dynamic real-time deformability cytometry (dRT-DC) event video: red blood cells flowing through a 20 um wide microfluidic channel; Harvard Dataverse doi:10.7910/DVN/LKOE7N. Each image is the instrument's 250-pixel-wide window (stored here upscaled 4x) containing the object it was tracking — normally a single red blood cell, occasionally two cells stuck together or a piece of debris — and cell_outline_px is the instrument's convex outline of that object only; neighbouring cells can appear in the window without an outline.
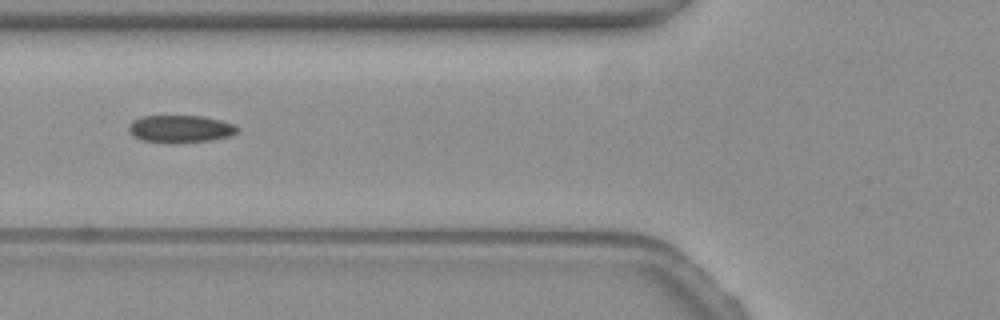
{"species": "common noctule bat (a hibernating species)", "species_latin": "Nyctalus noctula", "temperature_condition": "warm", "stored_images_in_passage": 39, "camera_frame_rate_fps": 3000, "um_per_image_px": 0.085, "animal": {"sex": "female", "body_mass_g": 19.3, "forearm_length_mm": 54.1}, "frame": {"image": 1, "passage_image": 6, "time_ms": 1.667, "image_size_px": [1000, 320], "cell_outline_px": [[240, 128], [236, 132], [228, 136], [208, 140], [172, 144], [168, 144], [140, 140], [132, 136], [128, 128], [128, 124], [132, 120], [140, 116], [200, 116], [220, 120], [232, 124]], "centroid_in_image_um": [15.24, 10.96], "position_along_channel_um": 110.6, "area_um2": 17.51}}
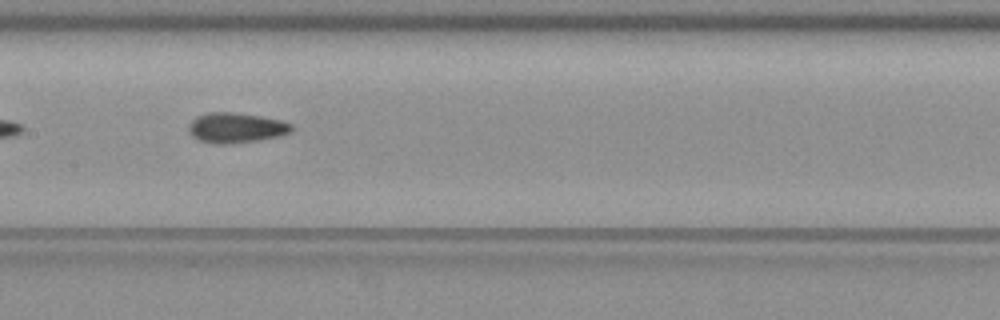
{"frame": {"image": 2, "passage_image": 12, "time_ms": 3.667, "image_size_px": [1000, 320], "cell_outline_px": [[292, 132], [280, 136], [232, 144], [212, 144], [196, 140], [188, 132], [188, 124], [196, 116], [208, 112], [232, 112], [260, 116], [280, 120], [292, 124]], "centroid_in_image_um": [20.01, 10.87], "position_along_channel_um": 187.4, "area_um2": 18.32}}
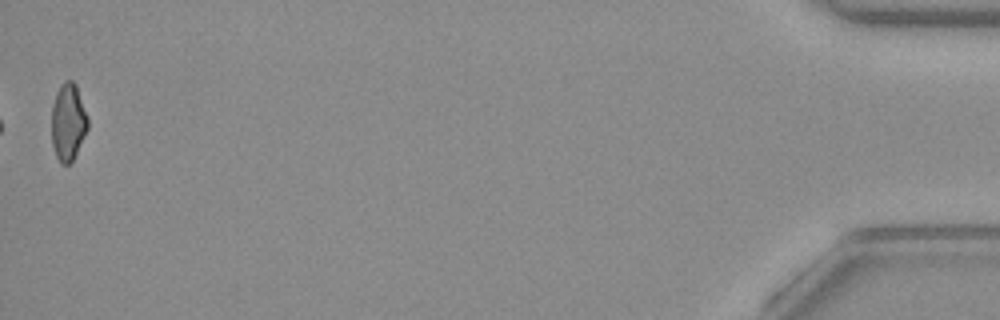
{"frame": {"image": 3, "passage_image": 39, "time_ms": 12.667, "image_size_px": [1000, 320], "cell_outline_px": [[88, 128], [72, 160], [68, 164], [60, 164], [56, 156], [52, 144], [52, 104], [56, 92], [60, 84], [64, 80], [72, 80], [76, 84], [88, 120]], "centroid_in_image_um": [5.77, 10.34], "position_along_channel_um": 429.4, "area_um2": 16.18}, "authors_computed_cell_mechanics": {"area_um2": 17.5134, "velocity_mm_per_s": 3.8198, "shape_relaxation_time_tau1_ms": 8.7686, "shape_relaxation_time_tau2_ms": 2.3467, "deformation_change_tau1": 0.1423, "deformation_change_tau2": 0.0865}}